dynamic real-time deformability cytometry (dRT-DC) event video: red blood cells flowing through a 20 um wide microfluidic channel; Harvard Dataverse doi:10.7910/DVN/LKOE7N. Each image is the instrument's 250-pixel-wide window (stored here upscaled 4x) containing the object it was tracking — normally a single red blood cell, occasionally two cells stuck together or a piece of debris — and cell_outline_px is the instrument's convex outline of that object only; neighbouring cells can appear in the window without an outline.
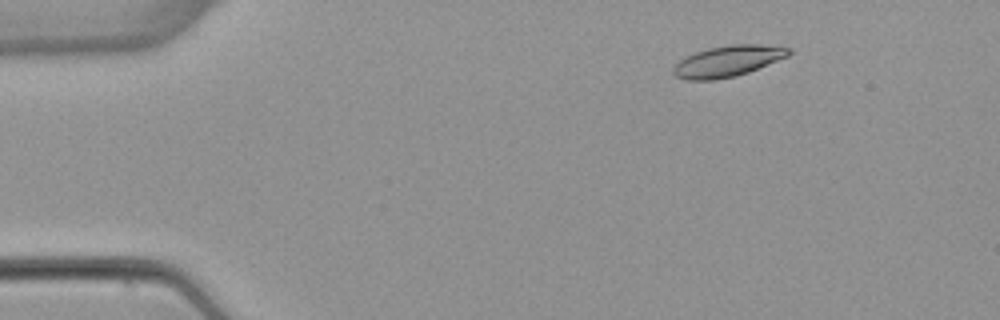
{"species": "common noctule bat (a hibernating species)", "species_latin": "Nyctalus noctula", "temperature_condition": "warm", "stored_images_in_passage": 4, "camera_frame_rate_fps": 3000, "um_per_image_px": 0.085, "animal": {"sex": "female", "body_mass_g": 22.7, "forearm_length_mm": 54.2}, "frame": {"image": 1, "passage_image": 2, "time_ms": 1.0, "image_size_px": [1000, 320], "cell_outline_px": [[792, 52], [788, 56], [748, 72], [736, 76], [716, 80], [684, 80], [676, 76], [672, 72], [672, 68], [684, 56], [708, 48], [732, 44], [760, 44], [792, 48]], "centroid_in_image_um": [61.84, 5.2], "position_along_channel_um": 23.2, "area_um2": 20.98}}
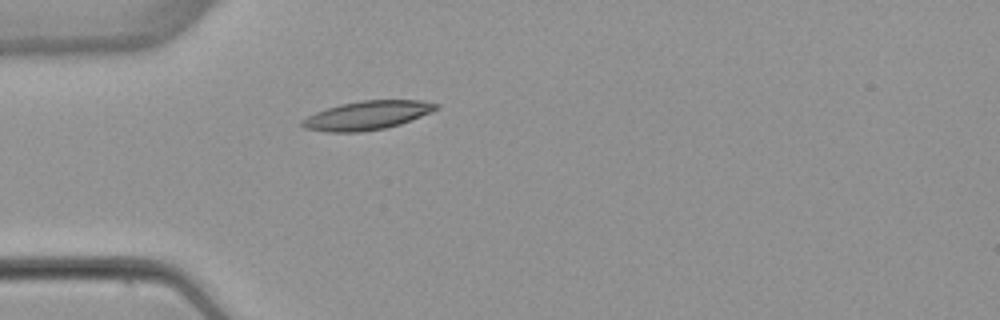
{"frame": {"image": 2, "passage_image": 4, "time_ms": 3.667, "image_size_px": [1000, 320], "cell_outline_px": [[440, 108], [432, 112], [400, 124], [384, 128], [360, 132], [328, 132], [304, 128], [300, 124], [300, 120], [316, 112], [340, 104], [360, 100], [420, 100], [440, 104]], "centroid_in_image_um": [31.22, 9.8], "position_along_channel_um": 53.8, "area_um2": 22.48}}